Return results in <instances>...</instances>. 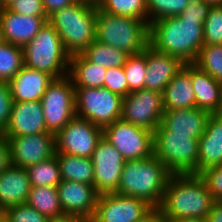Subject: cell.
Wrapping results in <instances>:
<instances>
[{"label":"cell","instance_id":"6da1fadb","mask_svg":"<svg viewBox=\"0 0 222 222\" xmlns=\"http://www.w3.org/2000/svg\"><path fill=\"white\" fill-rule=\"evenodd\" d=\"M215 202L199 175H172L157 209L163 218L206 219Z\"/></svg>","mask_w":222,"mask_h":222},{"label":"cell","instance_id":"7a4b0ae2","mask_svg":"<svg viewBox=\"0 0 222 222\" xmlns=\"http://www.w3.org/2000/svg\"><path fill=\"white\" fill-rule=\"evenodd\" d=\"M204 22L178 16L153 21L149 24V45L184 64L193 63L204 45Z\"/></svg>","mask_w":222,"mask_h":222},{"label":"cell","instance_id":"3957f363","mask_svg":"<svg viewBox=\"0 0 222 222\" xmlns=\"http://www.w3.org/2000/svg\"><path fill=\"white\" fill-rule=\"evenodd\" d=\"M171 176L166 166L154 155L140 160H127L115 193L143 199L157 209Z\"/></svg>","mask_w":222,"mask_h":222},{"label":"cell","instance_id":"277c9868","mask_svg":"<svg viewBox=\"0 0 222 222\" xmlns=\"http://www.w3.org/2000/svg\"><path fill=\"white\" fill-rule=\"evenodd\" d=\"M97 5L76 1L53 12L48 22L55 28L70 54L82 53L96 36Z\"/></svg>","mask_w":222,"mask_h":222},{"label":"cell","instance_id":"5b68a950","mask_svg":"<svg viewBox=\"0 0 222 222\" xmlns=\"http://www.w3.org/2000/svg\"><path fill=\"white\" fill-rule=\"evenodd\" d=\"M95 39L129 55L140 54L149 45V25L143 20L111 14L97 7Z\"/></svg>","mask_w":222,"mask_h":222},{"label":"cell","instance_id":"8992f818","mask_svg":"<svg viewBox=\"0 0 222 222\" xmlns=\"http://www.w3.org/2000/svg\"><path fill=\"white\" fill-rule=\"evenodd\" d=\"M22 50L24 66L46 72L54 79L68 75L70 54L48 21Z\"/></svg>","mask_w":222,"mask_h":222},{"label":"cell","instance_id":"52a82bcc","mask_svg":"<svg viewBox=\"0 0 222 222\" xmlns=\"http://www.w3.org/2000/svg\"><path fill=\"white\" fill-rule=\"evenodd\" d=\"M153 141L154 156L172 175H198L199 138L171 131H154Z\"/></svg>","mask_w":222,"mask_h":222},{"label":"cell","instance_id":"ba28073f","mask_svg":"<svg viewBox=\"0 0 222 222\" xmlns=\"http://www.w3.org/2000/svg\"><path fill=\"white\" fill-rule=\"evenodd\" d=\"M123 97L107 88H75L76 116L104 128L121 118Z\"/></svg>","mask_w":222,"mask_h":222},{"label":"cell","instance_id":"9c48e42d","mask_svg":"<svg viewBox=\"0 0 222 222\" xmlns=\"http://www.w3.org/2000/svg\"><path fill=\"white\" fill-rule=\"evenodd\" d=\"M47 132L56 135L76 116L75 88L67 75L54 79L41 97Z\"/></svg>","mask_w":222,"mask_h":222},{"label":"cell","instance_id":"30bf717a","mask_svg":"<svg viewBox=\"0 0 222 222\" xmlns=\"http://www.w3.org/2000/svg\"><path fill=\"white\" fill-rule=\"evenodd\" d=\"M103 138L127 160H140L154 155L153 132L122 118L104 127Z\"/></svg>","mask_w":222,"mask_h":222},{"label":"cell","instance_id":"8fae6325","mask_svg":"<svg viewBox=\"0 0 222 222\" xmlns=\"http://www.w3.org/2000/svg\"><path fill=\"white\" fill-rule=\"evenodd\" d=\"M102 137V128L75 116L55 135V153L91 158Z\"/></svg>","mask_w":222,"mask_h":222},{"label":"cell","instance_id":"7c38bea8","mask_svg":"<svg viewBox=\"0 0 222 222\" xmlns=\"http://www.w3.org/2000/svg\"><path fill=\"white\" fill-rule=\"evenodd\" d=\"M164 107L162 93L141 89L123 97L121 118L152 132L161 124Z\"/></svg>","mask_w":222,"mask_h":222},{"label":"cell","instance_id":"4fadbf2b","mask_svg":"<svg viewBox=\"0 0 222 222\" xmlns=\"http://www.w3.org/2000/svg\"><path fill=\"white\" fill-rule=\"evenodd\" d=\"M154 208L140 198L116 193L98 196L92 222H138Z\"/></svg>","mask_w":222,"mask_h":222},{"label":"cell","instance_id":"5bb4252c","mask_svg":"<svg viewBox=\"0 0 222 222\" xmlns=\"http://www.w3.org/2000/svg\"><path fill=\"white\" fill-rule=\"evenodd\" d=\"M94 187L101 194L115 193L121 180L125 159L120 152L103 137L92 154Z\"/></svg>","mask_w":222,"mask_h":222},{"label":"cell","instance_id":"9a60e30c","mask_svg":"<svg viewBox=\"0 0 222 222\" xmlns=\"http://www.w3.org/2000/svg\"><path fill=\"white\" fill-rule=\"evenodd\" d=\"M6 138L14 166L27 168L55 155V135L49 132Z\"/></svg>","mask_w":222,"mask_h":222},{"label":"cell","instance_id":"2e32d148","mask_svg":"<svg viewBox=\"0 0 222 222\" xmlns=\"http://www.w3.org/2000/svg\"><path fill=\"white\" fill-rule=\"evenodd\" d=\"M59 202L67 218L92 219L99 194L93 185L62 180L57 185Z\"/></svg>","mask_w":222,"mask_h":222},{"label":"cell","instance_id":"e0dca14e","mask_svg":"<svg viewBox=\"0 0 222 222\" xmlns=\"http://www.w3.org/2000/svg\"><path fill=\"white\" fill-rule=\"evenodd\" d=\"M46 132L41 100L13 102L9 123L2 133L5 137L29 136Z\"/></svg>","mask_w":222,"mask_h":222},{"label":"cell","instance_id":"ac0fdd59","mask_svg":"<svg viewBox=\"0 0 222 222\" xmlns=\"http://www.w3.org/2000/svg\"><path fill=\"white\" fill-rule=\"evenodd\" d=\"M210 114L196 107L164 110L161 124L154 131H171L173 134L200 138L206 130Z\"/></svg>","mask_w":222,"mask_h":222},{"label":"cell","instance_id":"d6986e66","mask_svg":"<svg viewBox=\"0 0 222 222\" xmlns=\"http://www.w3.org/2000/svg\"><path fill=\"white\" fill-rule=\"evenodd\" d=\"M47 20L48 17L14 13L9 8L0 9V21L5 42L20 47L29 43L46 24Z\"/></svg>","mask_w":222,"mask_h":222},{"label":"cell","instance_id":"ffe728a7","mask_svg":"<svg viewBox=\"0 0 222 222\" xmlns=\"http://www.w3.org/2000/svg\"><path fill=\"white\" fill-rule=\"evenodd\" d=\"M147 71L145 89L163 93L167 84L182 68L178 58L156 51L150 45L146 47Z\"/></svg>","mask_w":222,"mask_h":222},{"label":"cell","instance_id":"44dd1931","mask_svg":"<svg viewBox=\"0 0 222 222\" xmlns=\"http://www.w3.org/2000/svg\"><path fill=\"white\" fill-rule=\"evenodd\" d=\"M54 78L46 72L23 66L8 82L13 102L38 101Z\"/></svg>","mask_w":222,"mask_h":222},{"label":"cell","instance_id":"7402d4cb","mask_svg":"<svg viewBox=\"0 0 222 222\" xmlns=\"http://www.w3.org/2000/svg\"><path fill=\"white\" fill-rule=\"evenodd\" d=\"M198 175L222 164V114H210L206 130L199 138Z\"/></svg>","mask_w":222,"mask_h":222},{"label":"cell","instance_id":"603a6c76","mask_svg":"<svg viewBox=\"0 0 222 222\" xmlns=\"http://www.w3.org/2000/svg\"><path fill=\"white\" fill-rule=\"evenodd\" d=\"M31 189L26 168L10 164L0 173V205L9 207L25 204Z\"/></svg>","mask_w":222,"mask_h":222},{"label":"cell","instance_id":"cb8c5ba5","mask_svg":"<svg viewBox=\"0 0 222 222\" xmlns=\"http://www.w3.org/2000/svg\"><path fill=\"white\" fill-rule=\"evenodd\" d=\"M190 77L195 92L196 108L211 114L222 112V82L190 63Z\"/></svg>","mask_w":222,"mask_h":222},{"label":"cell","instance_id":"d4e9b609","mask_svg":"<svg viewBox=\"0 0 222 222\" xmlns=\"http://www.w3.org/2000/svg\"><path fill=\"white\" fill-rule=\"evenodd\" d=\"M162 98L164 110L196 107L195 92L190 77V63L183 64L165 87Z\"/></svg>","mask_w":222,"mask_h":222},{"label":"cell","instance_id":"484cf974","mask_svg":"<svg viewBox=\"0 0 222 222\" xmlns=\"http://www.w3.org/2000/svg\"><path fill=\"white\" fill-rule=\"evenodd\" d=\"M107 69L89 61L82 53L70 55L68 76L74 88H102Z\"/></svg>","mask_w":222,"mask_h":222},{"label":"cell","instance_id":"4316f807","mask_svg":"<svg viewBox=\"0 0 222 222\" xmlns=\"http://www.w3.org/2000/svg\"><path fill=\"white\" fill-rule=\"evenodd\" d=\"M26 204L46 216L51 222L67 218L59 202L57 187L31 186Z\"/></svg>","mask_w":222,"mask_h":222},{"label":"cell","instance_id":"83f0119b","mask_svg":"<svg viewBox=\"0 0 222 222\" xmlns=\"http://www.w3.org/2000/svg\"><path fill=\"white\" fill-rule=\"evenodd\" d=\"M60 166L61 178L94 186V167L91 158L65 153H55Z\"/></svg>","mask_w":222,"mask_h":222},{"label":"cell","instance_id":"f1b7e54d","mask_svg":"<svg viewBox=\"0 0 222 222\" xmlns=\"http://www.w3.org/2000/svg\"><path fill=\"white\" fill-rule=\"evenodd\" d=\"M82 54L91 62L97 63L104 68L122 67L130 56L114 46L106 45L94 40Z\"/></svg>","mask_w":222,"mask_h":222},{"label":"cell","instance_id":"f546056e","mask_svg":"<svg viewBox=\"0 0 222 222\" xmlns=\"http://www.w3.org/2000/svg\"><path fill=\"white\" fill-rule=\"evenodd\" d=\"M31 186H53L62 181L56 155L26 168Z\"/></svg>","mask_w":222,"mask_h":222},{"label":"cell","instance_id":"4dcf8cb0","mask_svg":"<svg viewBox=\"0 0 222 222\" xmlns=\"http://www.w3.org/2000/svg\"><path fill=\"white\" fill-rule=\"evenodd\" d=\"M24 66L22 47L0 44V81L9 82Z\"/></svg>","mask_w":222,"mask_h":222},{"label":"cell","instance_id":"1f68e13d","mask_svg":"<svg viewBox=\"0 0 222 222\" xmlns=\"http://www.w3.org/2000/svg\"><path fill=\"white\" fill-rule=\"evenodd\" d=\"M97 7L104 12L130 16L147 23L146 0H101Z\"/></svg>","mask_w":222,"mask_h":222},{"label":"cell","instance_id":"d6a6232c","mask_svg":"<svg viewBox=\"0 0 222 222\" xmlns=\"http://www.w3.org/2000/svg\"><path fill=\"white\" fill-rule=\"evenodd\" d=\"M193 64L222 82V44L203 45Z\"/></svg>","mask_w":222,"mask_h":222},{"label":"cell","instance_id":"836d02e7","mask_svg":"<svg viewBox=\"0 0 222 222\" xmlns=\"http://www.w3.org/2000/svg\"><path fill=\"white\" fill-rule=\"evenodd\" d=\"M123 68L130 92L145 89L147 71L146 48L140 54L130 55Z\"/></svg>","mask_w":222,"mask_h":222},{"label":"cell","instance_id":"e575fe53","mask_svg":"<svg viewBox=\"0 0 222 222\" xmlns=\"http://www.w3.org/2000/svg\"><path fill=\"white\" fill-rule=\"evenodd\" d=\"M189 0H146L147 24L168 17L178 16Z\"/></svg>","mask_w":222,"mask_h":222},{"label":"cell","instance_id":"d590c367","mask_svg":"<svg viewBox=\"0 0 222 222\" xmlns=\"http://www.w3.org/2000/svg\"><path fill=\"white\" fill-rule=\"evenodd\" d=\"M204 45L222 44V6H211L204 25Z\"/></svg>","mask_w":222,"mask_h":222},{"label":"cell","instance_id":"8d00e7d4","mask_svg":"<svg viewBox=\"0 0 222 222\" xmlns=\"http://www.w3.org/2000/svg\"><path fill=\"white\" fill-rule=\"evenodd\" d=\"M5 218L8 222H51L50 219L26 203L7 208Z\"/></svg>","mask_w":222,"mask_h":222},{"label":"cell","instance_id":"74e56055","mask_svg":"<svg viewBox=\"0 0 222 222\" xmlns=\"http://www.w3.org/2000/svg\"><path fill=\"white\" fill-rule=\"evenodd\" d=\"M104 88H107L111 92L116 93L122 97H126L131 93L128 88L127 78L125 76L123 66L107 68L104 80Z\"/></svg>","mask_w":222,"mask_h":222},{"label":"cell","instance_id":"f35d334b","mask_svg":"<svg viewBox=\"0 0 222 222\" xmlns=\"http://www.w3.org/2000/svg\"><path fill=\"white\" fill-rule=\"evenodd\" d=\"M199 176L216 201H222V164L202 171Z\"/></svg>","mask_w":222,"mask_h":222},{"label":"cell","instance_id":"ab89813d","mask_svg":"<svg viewBox=\"0 0 222 222\" xmlns=\"http://www.w3.org/2000/svg\"><path fill=\"white\" fill-rule=\"evenodd\" d=\"M14 13L28 16L48 17L42 0H16L8 7Z\"/></svg>","mask_w":222,"mask_h":222},{"label":"cell","instance_id":"60d3db41","mask_svg":"<svg viewBox=\"0 0 222 222\" xmlns=\"http://www.w3.org/2000/svg\"><path fill=\"white\" fill-rule=\"evenodd\" d=\"M12 104L8 83L0 81V133H3L9 123Z\"/></svg>","mask_w":222,"mask_h":222},{"label":"cell","instance_id":"b9f144b4","mask_svg":"<svg viewBox=\"0 0 222 222\" xmlns=\"http://www.w3.org/2000/svg\"><path fill=\"white\" fill-rule=\"evenodd\" d=\"M210 7L202 0H189L187 7L178 17L182 20L205 21Z\"/></svg>","mask_w":222,"mask_h":222},{"label":"cell","instance_id":"7bdbcfd3","mask_svg":"<svg viewBox=\"0 0 222 222\" xmlns=\"http://www.w3.org/2000/svg\"><path fill=\"white\" fill-rule=\"evenodd\" d=\"M11 164L8 139L0 133V173Z\"/></svg>","mask_w":222,"mask_h":222},{"label":"cell","instance_id":"ee69618b","mask_svg":"<svg viewBox=\"0 0 222 222\" xmlns=\"http://www.w3.org/2000/svg\"><path fill=\"white\" fill-rule=\"evenodd\" d=\"M46 15L49 16L53 12L68 7L76 2V0H42Z\"/></svg>","mask_w":222,"mask_h":222},{"label":"cell","instance_id":"f6af8a7d","mask_svg":"<svg viewBox=\"0 0 222 222\" xmlns=\"http://www.w3.org/2000/svg\"><path fill=\"white\" fill-rule=\"evenodd\" d=\"M206 220L207 222H222V201H216L213 204Z\"/></svg>","mask_w":222,"mask_h":222},{"label":"cell","instance_id":"bcb514c9","mask_svg":"<svg viewBox=\"0 0 222 222\" xmlns=\"http://www.w3.org/2000/svg\"><path fill=\"white\" fill-rule=\"evenodd\" d=\"M138 222H164V219L158 209H153L147 216Z\"/></svg>","mask_w":222,"mask_h":222},{"label":"cell","instance_id":"7dc6e473","mask_svg":"<svg viewBox=\"0 0 222 222\" xmlns=\"http://www.w3.org/2000/svg\"><path fill=\"white\" fill-rule=\"evenodd\" d=\"M164 222H207L206 219L163 218Z\"/></svg>","mask_w":222,"mask_h":222},{"label":"cell","instance_id":"c3c4849f","mask_svg":"<svg viewBox=\"0 0 222 222\" xmlns=\"http://www.w3.org/2000/svg\"><path fill=\"white\" fill-rule=\"evenodd\" d=\"M55 222H92V220L82 219V218H66L62 221H55Z\"/></svg>","mask_w":222,"mask_h":222},{"label":"cell","instance_id":"681fc988","mask_svg":"<svg viewBox=\"0 0 222 222\" xmlns=\"http://www.w3.org/2000/svg\"><path fill=\"white\" fill-rule=\"evenodd\" d=\"M16 0H0V9L8 8L12 5Z\"/></svg>","mask_w":222,"mask_h":222},{"label":"cell","instance_id":"f907efd6","mask_svg":"<svg viewBox=\"0 0 222 222\" xmlns=\"http://www.w3.org/2000/svg\"><path fill=\"white\" fill-rule=\"evenodd\" d=\"M210 6H222V0H202Z\"/></svg>","mask_w":222,"mask_h":222},{"label":"cell","instance_id":"816d5d0a","mask_svg":"<svg viewBox=\"0 0 222 222\" xmlns=\"http://www.w3.org/2000/svg\"><path fill=\"white\" fill-rule=\"evenodd\" d=\"M76 1H82L93 5H98L101 0H76Z\"/></svg>","mask_w":222,"mask_h":222},{"label":"cell","instance_id":"f5cc1de1","mask_svg":"<svg viewBox=\"0 0 222 222\" xmlns=\"http://www.w3.org/2000/svg\"><path fill=\"white\" fill-rule=\"evenodd\" d=\"M5 39H4V35H3V27L0 21V44L4 43Z\"/></svg>","mask_w":222,"mask_h":222},{"label":"cell","instance_id":"db71d44e","mask_svg":"<svg viewBox=\"0 0 222 222\" xmlns=\"http://www.w3.org/2000/svg\"><path fill=\"white\" fill-rule=\"evenodd\" d=\"M5 217V209L0 205V220Z\"/></svg>","mask_w":222,"mask_h":222},{"label":"cell","instance_id":"11a10c76","mask_svg":"<svg viewBox=\"0 0 222 222\" xmlns=\"http://www.w3.org/2000/svg\"><path fill=\"white\" fill-rule=\"evenodd\" d=\"M0 222H8V220L4 217L3 219L0 220Z\"/></svg>","mask_w":222,"mask_h":222}]
</instances>
